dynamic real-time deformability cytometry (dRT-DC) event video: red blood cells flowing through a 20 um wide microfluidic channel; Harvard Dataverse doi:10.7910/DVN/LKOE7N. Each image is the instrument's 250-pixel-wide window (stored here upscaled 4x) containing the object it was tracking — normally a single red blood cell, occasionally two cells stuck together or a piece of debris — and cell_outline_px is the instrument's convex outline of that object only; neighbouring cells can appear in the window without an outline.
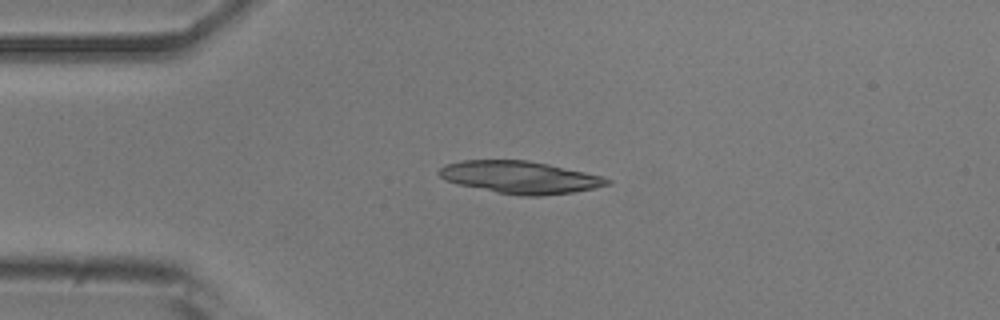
{"species": "common noctule bat (a hibernating species)", "species_latin": "Nyctalus noctula", "temperature_condition": "room temperature", "stored_images_in_passage": 5, "camera_frame_rate_fps": 3000, "um_per_image_px": 0.085, "animal": {"sex": "male", "body_mass_g": 20.5, "forearm_length_mm": 52.5}, "frame": {"image": 1, "passage_image": 4, "time_ms": 1.0, "image_size_px": [1000, 320], "cell_outline_px": [[612, 184], [572, 192], [540, 196], [520, 196], [496, 192], [460, 184], [444, 180], [436, 172], [444, 164], [460, 160], [528, 160], [548, 164], [604, 176], [612, 180]], "centroid_in_image_um": [44.2, 15.06], "position_along_channel_um": 40.8, "area_um2": 31.73}}